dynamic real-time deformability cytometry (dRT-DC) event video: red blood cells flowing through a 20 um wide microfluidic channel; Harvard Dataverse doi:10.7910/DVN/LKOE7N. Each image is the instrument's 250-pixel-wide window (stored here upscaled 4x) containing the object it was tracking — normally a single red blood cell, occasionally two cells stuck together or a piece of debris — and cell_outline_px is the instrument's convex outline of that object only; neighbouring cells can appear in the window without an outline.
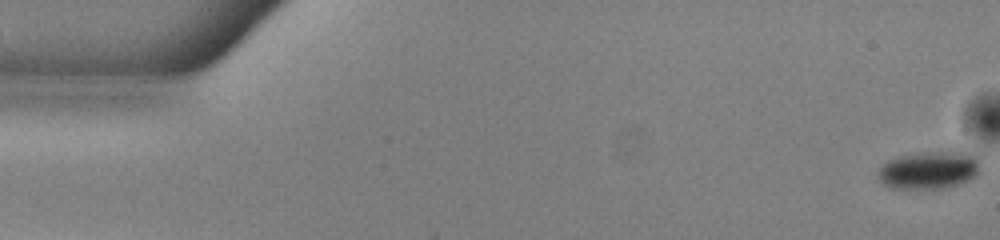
{"species": "common noctule bat (a hibernating species)", "species_latin": "Nyctalus noctula", "temperature_condition": "warm", "stored_images_in_passage": 53, "camera_frame_rate_fps": 3000, "um_per_image_px": 0.085, "animal": {"sex": "male", "body_mass_g": 13.0, "forearm_length_mm": 53.1}, "frame": {"image": 1, "passage_image": 1, "time_ms": 0.0, "image_size_px": [1000, 240], "cell_outline_px": [[980, 172], [976, 176], [960, 184], [944, 188], [888, 188], [876, 180], [876, 172], [888, 160], [900, 156], [920, 152], [972, 152], [980, 156]], "centroid_in_image_um": [78.98, 14.45], "position_along_channel_um": 6.0, "area_um2": 23.0}}
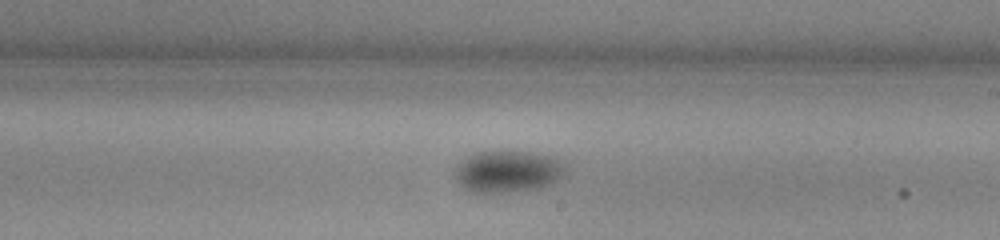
{"frame": {"image": 2, "passage_image": 31, "time_ms": 10.0, "image_size_px": [1000, 240], "cell_outline_px": [[568, 172], [536, 188], [508, 192], [476, 192], [464, 188], [456, 180], [456, 168], [460, 160], [476, 152], [528, 152], [552, 156], [560, 160], [568, 168]], "centroid_in_image_um": [43.14, 14.56], "position_along_channel_um": 245.9, "area_um2": 26.36}}
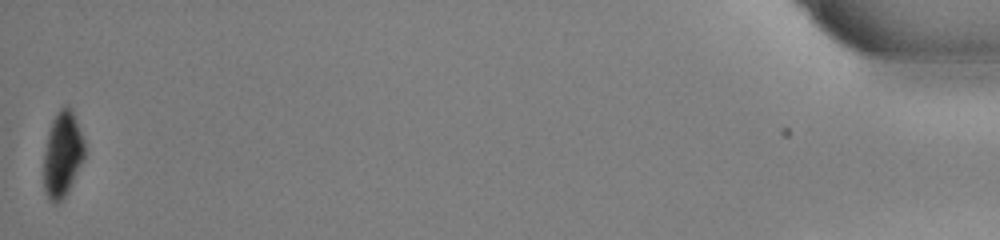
{"frame": {"image": 3, "passage_image": 53, "time_ms": 17.333, "image_size_px": [1000, 240], "cell_outline_px": [[84, 160], [68, 192], [56, 204], [52, 204], [44, 192], [44, 152], [48, 132], [52, 120], [56, 112], [60, 108], [68, 108], [72, 112], [84, 140]], "centroid_in_image_um": [5.3, 13.18], "position_along_channel_um": 429.9, "area_um2": 20.23}, "authors_computed_cell_mechanics": {"area_um2": 24.7962, "velocity_mm_per_s": 3.9072, "shape_relaxation_time_tau1_ms": 2.3241, "shape_relaxation_time_tau2_ms": null, "deformation_change_tau1": 0.0734, "deformation_change_tau2": null}}